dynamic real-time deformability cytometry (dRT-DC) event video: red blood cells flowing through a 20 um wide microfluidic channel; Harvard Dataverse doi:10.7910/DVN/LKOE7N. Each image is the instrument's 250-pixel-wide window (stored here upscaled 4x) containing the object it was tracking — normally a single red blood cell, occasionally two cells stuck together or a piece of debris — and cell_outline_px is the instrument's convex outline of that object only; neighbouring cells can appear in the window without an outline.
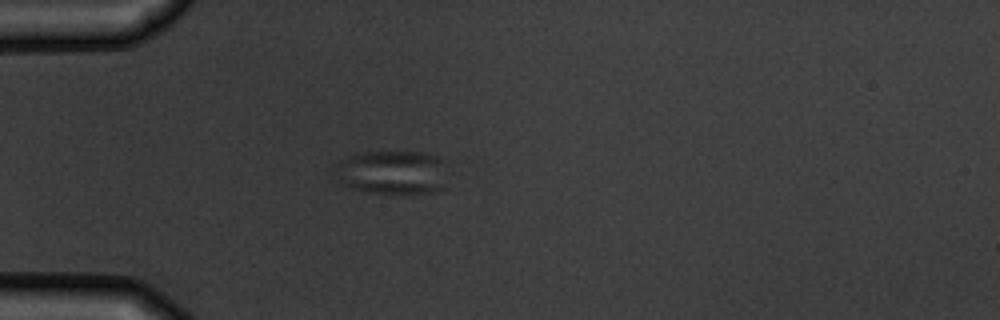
{"species": "common noctule bat (a hibernating species)", "species_latin": "Nyctalus noctula", "temperature_condition": "warm", "stored_images_in_passage": 4, "camera_frame_rate_fps": 3000, "um_per_image_px": 0.085, "animal": {"sex": "male", "body_mass_g": 19.5, "forearm_length_mm": 54.6}, "frame": {"image": 1, "passage_image": 2, "time_ms": 1.333, "image_size_px": [1000, 320], "cell_outline_px": [[444, 160], [440, 188], [432, 192], [368, 192], [352, 188], [344, 184], [340, 180], [332, 168], [340, 160], [356, 152], [424, 152], [444, 156]], "centroid_in_image_um": [33.27, 14.59], "position_along_channel_um": 51.7, "area_um2": 28.38}}
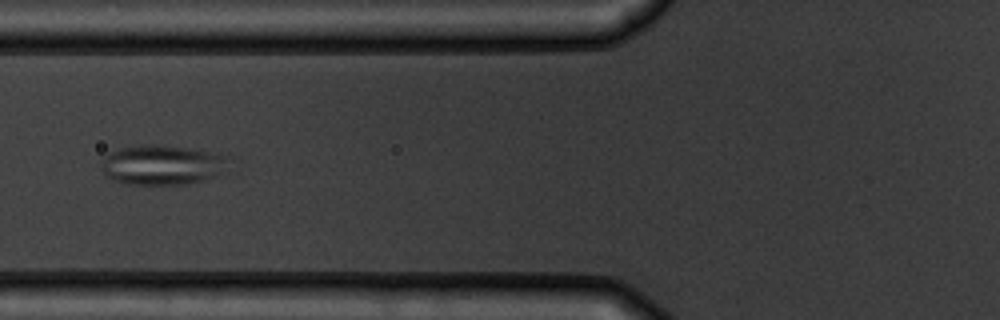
{"frame": {"image": 2, "passage_image": 4, "time_ms": 3.333, "image_size_px": [1000, 320], "cell_outline_px": [[232, 156], [212, 176], [204, 180], [184, 184], [124, 184], [112, 180], [104, 172], [104, 156], [108, 152], [120, 148], [152, 144], [180, 148]], "centroid_in_image_um": [13.7, 14.03], "position_along_channel_um": 112.1, "area_um2": 28.44}}